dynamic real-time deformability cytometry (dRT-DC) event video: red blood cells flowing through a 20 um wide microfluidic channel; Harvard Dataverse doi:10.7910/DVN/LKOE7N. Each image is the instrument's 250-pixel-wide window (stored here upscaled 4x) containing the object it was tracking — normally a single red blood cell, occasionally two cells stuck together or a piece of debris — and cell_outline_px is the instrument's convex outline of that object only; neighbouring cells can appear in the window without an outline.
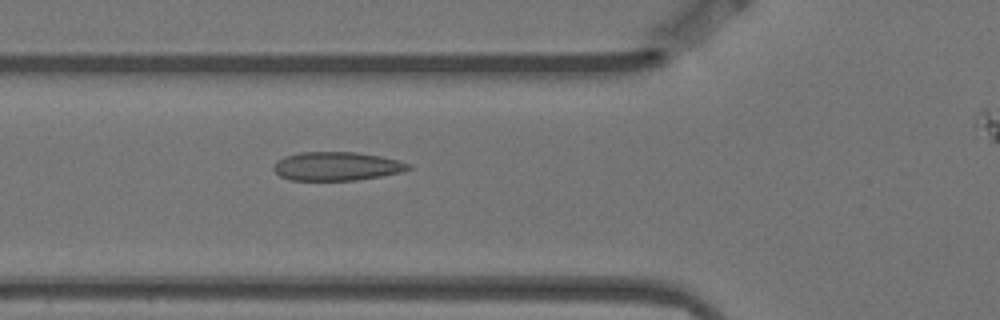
{"species": "Egyptian fruit bat (a non-hibernating species)", "species_latin": "Rousettus aegyptiacus", "temperature_condition": "warm", "stored_images_in_passage": 3, "segment_of_instrument_passage": [1, 2], "camera_frame_rate_fps": 3000, "um_per_image_px": 0.085, "animal": {"sex": "female"}, "frame": {"image": 1, "passage_image": 2, "time_ms": 0.333, "image_size_px": [1000, 320], "cell_outline_px": [[412, 168], [404, 172], [356, 180], [288, 180], [280, 176], [272, 168], [284, 156], [300, 152], [356, 152], [380, 156], [412, 164]], "centroid_in_image_um": [28.65, 14.13], "position_along_channel_um": 97.1, "area_um2": 22.48}}